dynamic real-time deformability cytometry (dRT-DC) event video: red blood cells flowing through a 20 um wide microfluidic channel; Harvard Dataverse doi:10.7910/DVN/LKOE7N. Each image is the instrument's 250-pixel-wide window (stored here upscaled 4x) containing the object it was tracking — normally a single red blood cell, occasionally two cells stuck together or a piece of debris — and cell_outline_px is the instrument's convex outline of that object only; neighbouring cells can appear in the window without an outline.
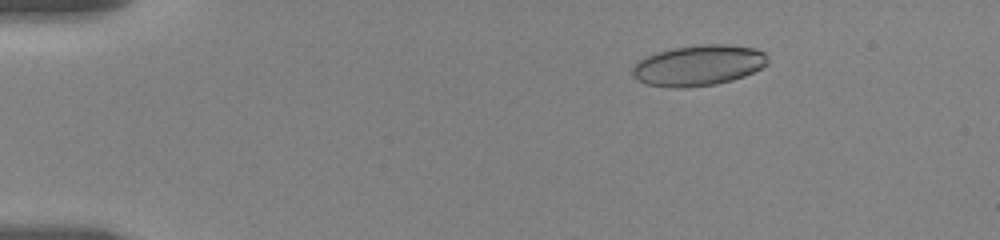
{"species": "human", "species_latin": "Homo sapiens", "temperature_condition": "room temperature", "stored_images_in_passage": 54, "camera_frame_rate_fps": 3000, "um_per_image_px": 0.085, "donor": {"sex": "female"}, "frame": {"image": 1, "passage_image": 13, "time_ms": 3.0, "image_size_px": [1000, 240], "cell_outline_px": [[768, 64], [744, 76], [732, 80], [716, 84], [684, 88], [668, 88], [648, 84], [632, 76], [632, 68], [640, 60], [656, 52], [672, 48], [704, 44], [724, 44], [756, 48], [764, 52], [768, 60]], "centroid_in_image_um": [59.38, 5.56], "position_along_channel_um": 25.6, "area_um2": 32.02}}
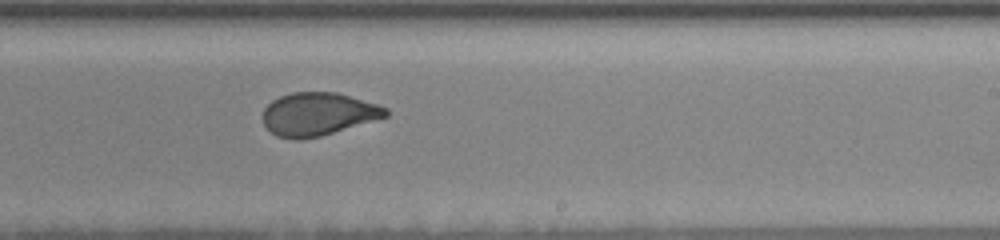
{"frame": {"image": 2, "passage_image": 32, "time_ms": 12.0, "image_size_px": [1000, 240], "cell_outline_px": [[388, 116], [320, 136], [300, 140], [292, 140], [276, 136], [264, 124], [264, 108], [272, 100], [280, 96], [292, 92], [336, 92], [376, 104], [388, 108]], "centroid_in_image_um": [27.01, 9.7], "position_along_channel_um": 262.0, "area_um2": 30.58}}
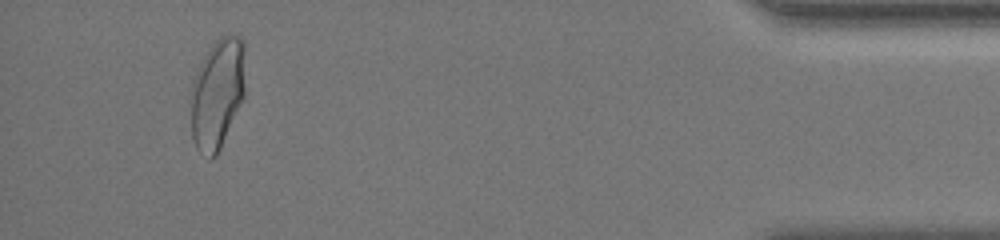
{"frame": {"image": 3, "passage_image": 53, "time_ms": 18.0, "image_size_px": [1000, 240], "cell_outline_px": [[244, 96], [220, 148], [216, 156], [212, 156], [196, 148], [192, 136], [188, 96], [188, 92], [192, 80], [204, 56], [212, 44], [220, 36], [228, 32], [240, 36], [244, 40]], "centroid_in_image_um": [18.44, 7.87], "position_along_channel_um": 416.8, "area_um2": 35.49}, "authors_computed_cell_mechanics": {"area_um2": 31.5588, "velocity_mm_per_s": 3.5559, "shape_relaxation_time_tau1_ms": null, "shape_relaxation_time_tau2_ms": 0.8496, "deformation_change_tau1": null, "deformation_change_tau2": 0.0576}}